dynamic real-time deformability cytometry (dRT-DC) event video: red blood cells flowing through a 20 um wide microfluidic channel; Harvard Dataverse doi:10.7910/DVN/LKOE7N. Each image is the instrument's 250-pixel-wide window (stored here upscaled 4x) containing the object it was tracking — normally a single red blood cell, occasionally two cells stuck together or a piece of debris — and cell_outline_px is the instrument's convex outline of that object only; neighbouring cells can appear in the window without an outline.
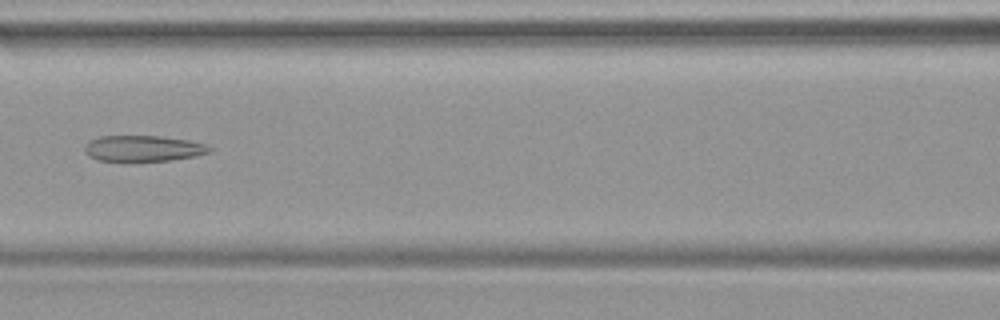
{"species": "common noctule bat (a hibernating species)", "species_latin": "Nyctalus noctula", "temperature_condition": "warm", "stored_images_in_passage": 34, "camera_frame_rate_fps": 3000, "um_per_image_px": 0.085, "animal": {"sex": "female", "body_mass_g": 19.9}, "frame": {"image": 1, "passage_image": 8, "time_ms": 2.333, "image_size_px": [1000, 320], "cell_outline_px": [[212, 152], [196, 156], [168, 160], [128, 164], [96, 160], [88, 156], [84, 152], [84, 144], [88, 140], [100, 136], [160, 136], [188, 140], [204, 144], [212, 148]], "centroid_in_image_um": [12.08, 12.66], "position_along_channel_um": 154.5, "area_um2": 19.83}}
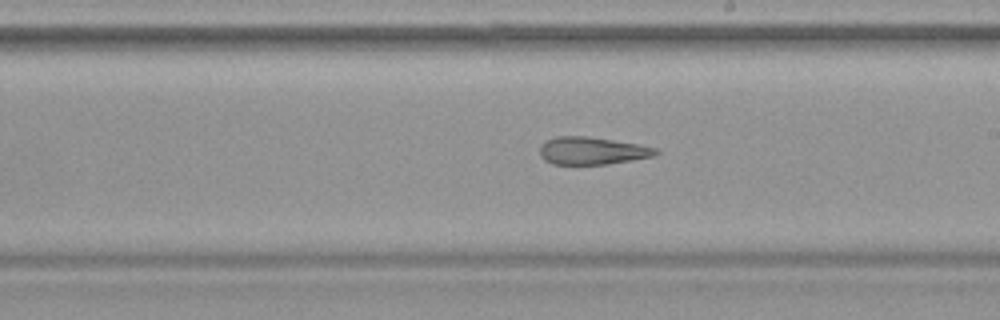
{"frame": {"image": 2, "passage_image": 14, "time_ms": 4.333, "image_size_px": [1000, 320], "cell_outline_px": [[660, 152], [656, 156], [608, 164], [552, 164], [544, 160], [540, 156], [540, 144], [544, 140], [556, 136], [588, 136], [640, 144], [656, 148]], "centroid_in_image_um": [50.32, 12.81], "position_along_channel_um": 238.7, "area_um2": 18.9}}
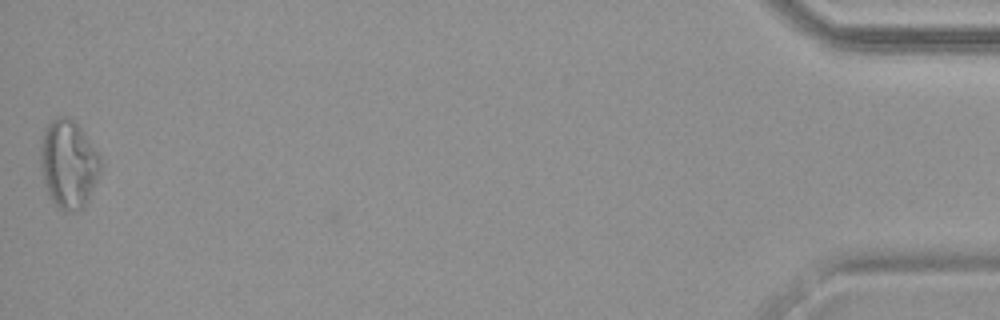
{"frame": {"image": 3, "passage_image": 34, "time_ms": 11.0, "image_size_px": [1000, 320], "cell_outline_px": [[100, 172], [88, 200], [84, 208], [72, 212], [64, 212], [56, 208], [44, 184], [40, 164], [40, 148], [44, 132], [48, 124], [56, 116], [64, 116], [72, 120], [80, 128], [100, 156]], "centroid_in_image_um": [5.81, 13.99], "position_along_channel_um": 429.4, "area_um2": 30.75}}